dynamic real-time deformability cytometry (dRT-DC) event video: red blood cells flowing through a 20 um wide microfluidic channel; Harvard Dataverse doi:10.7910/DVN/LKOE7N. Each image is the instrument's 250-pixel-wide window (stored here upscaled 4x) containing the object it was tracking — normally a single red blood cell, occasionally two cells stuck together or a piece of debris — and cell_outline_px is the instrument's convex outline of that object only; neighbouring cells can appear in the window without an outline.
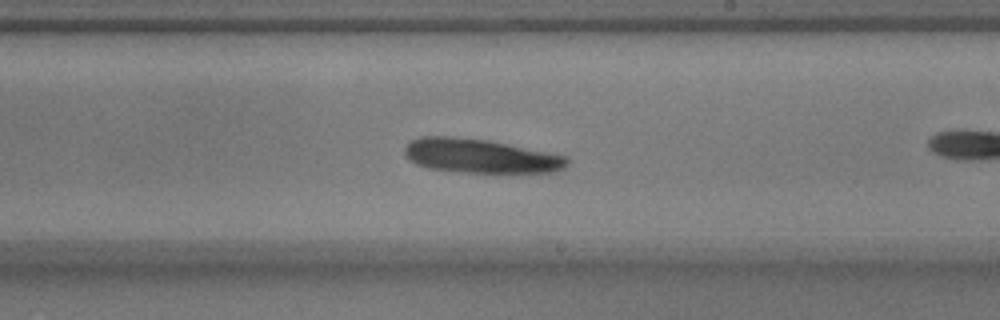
{"species": "common noctule bat (a hibernating species)", "species_latin": "Nyctalus noctula", "temperature_condition": "warm", "stored_images_in_passage": 27, "camera_frame_rate_fps": 3000, "um_per_image_px": 0.085, "animal": {"sex": "male", "body_mass_g": 17.9}, "frame": {"image": 1, "passage_image": 16, "time_ms": 5.0, "image_size_px": [1000, 320], "cell_outline_px": [[568, 164], [564, 168], [552, 172], [464, 172], [428, 168], [416, 164], [408, 160], [404, 152], [404, 148], [412, 140], [420, 136], [444, 136], [488, 140], [568, 156]], "centroid_in_image_um": [40.81, 13.25], "position_along_channel_um": 248.2, "area_um2": 32.08}, "authors_computed_cell_mechanics": {"area_um2": 19.2474, "velocity_mm_per_s": 3.7738, "shape_relaxation_time_tau1_ms": 0.631, "shape_relaxation_time_tau2_ms": 5.7522, "deformation_change_tau1": 0.08, "deformation_change_tau2": 0.1526}}